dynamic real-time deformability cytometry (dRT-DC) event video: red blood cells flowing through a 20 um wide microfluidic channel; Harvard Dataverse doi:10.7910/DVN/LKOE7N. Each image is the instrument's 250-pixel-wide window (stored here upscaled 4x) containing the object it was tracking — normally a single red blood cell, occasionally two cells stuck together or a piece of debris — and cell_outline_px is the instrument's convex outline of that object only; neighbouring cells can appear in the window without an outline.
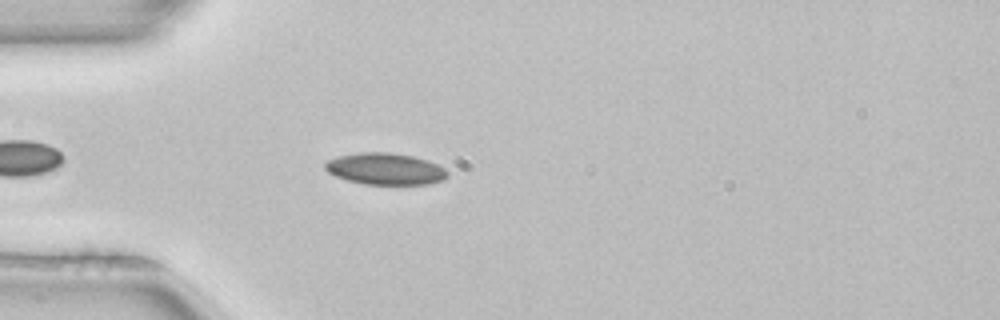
{"species": "common noctule bat (a hibernating species)", "species_latin": "Nyctalus noctula", "temperature_condition": "room temperature", "stored_images_in_passage": 4, "camera_frame_rate_fps": 3000, "um_per_image_px": 0.085, "animal": {"sex": "female", "body_mass_g": 22.7, "forearm_length_mm": 54.2}, "frame": {"image": 1, "passage_image": 4, "time_ms": 1.0, "image_size_px": [1000, 320], "cell_outline_px": [[448, 176], [444, 180], [428, 184], [364, 184], [348, 180], [336, 176], [328, 172], [324, 168], [324, 164], [328, 160], [336, 156], [360, 152], [388, 152], [412, 156], [428, 160], [444, 168], [448, 172]], "centroid_in_image_um": [32.74, 14.35], "position_along_channel_um": 52.3, "area_um2": 22.6}}